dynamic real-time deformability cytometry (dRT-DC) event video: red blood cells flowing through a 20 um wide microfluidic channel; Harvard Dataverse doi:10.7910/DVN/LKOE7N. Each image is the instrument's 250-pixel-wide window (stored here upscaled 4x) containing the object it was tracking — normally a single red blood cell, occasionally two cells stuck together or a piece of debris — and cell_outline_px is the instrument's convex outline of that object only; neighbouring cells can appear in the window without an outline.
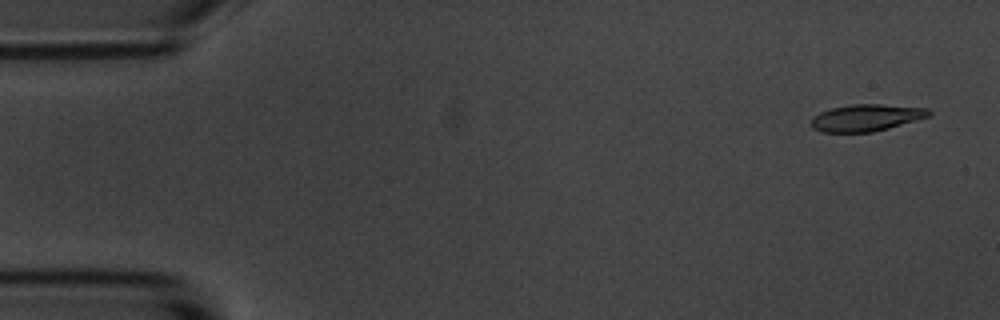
{"species": "common noctule bat (a hibernating species)", "species_latin": "Nyctalus noctula", "temperature_condition": "room temperature", "stored_images_in_passage": 6, "camera_frame_rate_fps": 3000, "um_per_image_px": 0.085, "animal": {"sex": "male", "body_mass_g": 20.1, "forearm_length_mm": 53.5}, "frame": {"image": 1, "passage_image": 1, "time_ms": 0.0, "image_size_px": [1000, 320], "cell_outline_px": [[932, 112], [928, 116], [916, 120], [888, 128], [872, 132], [820, 132], [812, 128], [812, 116], [820, 112], [832, 108], [852, 104], [880, 104], [928, 108]], "centroid_in_image_um": [73.61, 10.0], "position_along_channel_um": 11.4, "area_um2": 18.32}}